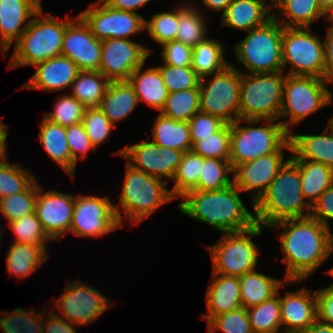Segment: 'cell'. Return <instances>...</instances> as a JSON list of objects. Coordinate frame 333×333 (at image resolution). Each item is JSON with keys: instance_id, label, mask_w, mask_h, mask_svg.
Returning <instances> with one entry per match:
<instances>
[{"instance_id": "681fc988", "label": "cell", "mask_w": 333, "mask_h": 333, "mask_svg": "<svg viewBox=\"0 0 333 333\" xmlns=\"http://www.w3.org/2000/svg\"><path fill=\"white\" fill-rule=\"evenodd\" d=\"M52 112H46L44 117L50 122L67 127L82 122L85 107L70 94L59 96Z\"/></svg>"}, {"instance_id": "d6a6232c", "label": "cell", "mask_w": 333, "mask_h": 333, "mask_svg": "<svg viewBox=\"0 0 333 333\" xmlns=\"http://www.w3.org/2000/svg\"><path fill=\"white\" fill-rule=\"evenodd\" d=\"M292 161L300 170L303 198L312 206L320 195L333 184V169L314 161Z\"/></svg>"}, {"instance_id": "d6986e66", "label": "cell", "mask_w": 333, "mask_h": 333, "mask_svg": "<svg viewBox=\"0 0 333 333\" xmlns=\"http://www.w3.org/2000/svg\"><path fill=\"white\" fill-rule=\"evenodd\" d=\"M61 55L71 59L80 71H99L102 41L92 35L79 15L66 27Z\"/></svg>"}, {"instance_id": "e0dca14e", "label": "cell", "mask_w": 333, "mask_h": 333, "mask_svg": "<svg viewBox=\"0 0 333 333\" xmlns=\"http://www.w3.org/2000/svg\"><path fill=\"white\" fill-rule=\"evenodd\" d=\"M184 152L167 147H160L153 141L143 140L126 146L115 155L128 160L131 167L160 179H173L177 166Z\"/></svg>"}, {"instance_id": "b9f144b4", "label": "cell", "mask_w": 333, "mask_h": 333, "mask_svg": "<svg viewBox=\"0 0 333 333\" xmlns=\"http://www.w3.org/2000/svg\"><path fill=\"white\" fill-rule=\"evenodd\" d=\"M16 308L13 311L0 315V330L3 333H41L44 321V312Z\"/></svg>"}, {"instance_id": "8992f818", "label": "cell", "mask_w": 333, "mask_h": 333, "mask_svg": "<svg viewBox=\"0 0 333 333\" xmlns=\"http://www.w3.org/2000/svg\"><path fill=\"white\" fill-rule=\"evenodd\" d=\"M284 26L272 18L263 26L251 29L233 47L237 61L247 73L283 72L282 35Z\"/></svg>"}, {"instance_id": "9f6ffc18", "label": "cell", "mask_w": 333, "mask_h": 333, "mask_svg": "<svg viewBox=\"0 0 333 333\" xmlns=\"http://www.w3.org/2000/svg\"><path fill=\"white\" fill-rule=\"evenodd\" d=\"M310 216L330 229L329 220H333V184L311 206Z\"/></svg>"}, {"instance_id": "7a4b0ae2", "label": "cell", "mask_w": 333, "mask_h": 333, "mask_svg": "<svg viewBox=\"0 0 333 333\" xmlns=\"http://www.w3.org/2000/svg\"><path fill=\"white\" fill-rule=\"evenodd\" d=\"M235 184L212 191L190 190L181 198L180 212L211 225L222 234L249 229L256 224L255 213L247 210Z\"/></svg>"}, {"instance_id": "94428289", "label": "cell", "mask_w": 333, "mask_h": 333, "mask_svg": "<svg viewBox=\"0 0 333 333\" xmlns=\"http://www.w3.org/2000/svg\"><path fill=\"white\" fill-rule=\"evenodd\" d=\"M102 1L111 8L137 13V10L139 8L144 7L147 3H149L152 0H102Z\"/></svg>"}, {"instance_id": "f5cc1de1", "label": "cell", "mask_w": 333, "mask_h": 333, "mask_svg": "<svg viewBox=\"0 0 333 333\" xmlns=\"http://www.w3.org/2000/svg\"><path fill=\"white\" fill-rule=\"evenodd\" d=\"M67 144L72 160L77 164L78 160L88 158V151L96 152V148L87 136L82 122L66 127ZM80 158V159H78Z\"/></svg>"}, {"instance_id": "816d5d0a", "label": "cell", "mask_w": 333, "mask_h": 333, "mask_svg": "<svg viewBox=\"0 0 333 333\" xmlns=\"http://www.w3.org/2000/svg\"><path fill=\"white\" fill-rule=\"evenodd\" d=\"M82 124L96 149L109 139L113 128H116L99 108H85Z\"/></svg>"}, {"instance_id": "52a82bcc", "label": "cell", "mask_w": 333, "mask_h": 333, "mask_svg": "<svg viewBox=\"0 0 333 333\" xmlns=\"http://www.w3.org/2000/svg\"><path fill=\"white\" fill-rule=\"evenodd\" d=\"M240 73V118L244 120H279L286 73L243 74L241 70Z\"/></svg>"}, {"instance_id": "74e56055", "label": "cell", "mask_w": 333, "mask_h": 333, "mask_svg": "<svg viewBox=\"0 0 333 333\" xmlns=\"http://www.w3.org/2000/svg\"><path fill=\"white\" fill-rule=\"evenodd\" d=\"M199 97V88L169 93L160 113L176 121L188 122L200 111Z\"/></svg>"}, {"instance_id": "ee69618b", "label": "cell", "mask_w": 333, "mask_h": 333, "mask_svg": "<svg viewBox=\"0 0 333 333\" xmlns=\"http://www.w3.org/2000/svg\"><path fill=\"white\" fill-rule=\"evenodd\" d=\"M37 196L38 181L36 180L26 191L1 198L0 213L3 214L8 223L35 213Z\"/></svg>"}, {"instance_id": "ab89813d", "label": "cell", "mask_w": 333, "mask_h": 333, "mask_svg": "<svg viewBox=\"0 0 333 333\" xmlns=\"http://www.w3.org/2000/svg\"><path fill=\"white\" fill-rule=\"evenodd\" d=\"M229 174H233V168L229 160L204 158L198 184L193 190L224 189L233 184V175L231 178Z\"/></svg>"}, {"instance_id": "6da1fadb", "label": "cell", "mask_w": 333, "mask_h": 333, "mask_svg": "<svg viewBox=\"0 0 333 333\" xmlns=\"http://www.w3.org/2000/svg\"><path fill=\"white\" fill-rule=\"evenodd\" d=\"M269 228L279 234L286 281H304L333 253V232L312 216L287 219Z\"/></svg>"}, {"instance_id": "f6af8a7d", "label": "cell", "mask_w": 333, "mask_h": 333, "mask_svg": "<svg viewBox=\"0 0 333 333\" xmlns=\"http://www.w3.org/2000/svg\"><path fill=\"white\" fill-rule=\"evenodd\" d=\"M7 224L14 234L13 242L15 243L47 245V241L52 240L45 232L36 213L22 216Z\"/></svg>"}, {"instance_id": "7402d4cb", "label": "cell", "mask_w": 333, "mask_h": 333, "mask_svg": "<svg viewBox=\"0 0 333 333\" xmlns=\"http://www.w3.org/2000/svg\"><path fill=\"white\" fill-rule=\"evenodd\" d=\"M277 294L280 302L282 330L288 333H303L316 321V290L313 292L312 289L301 288L295 292H286L285 297L278 291Z\"/></svg>"}, {"instance_id": "be15d7a7", "label": "cell", "mask_w": 333, "mask_h": 333, "mask_svg": "<svg viewBox=\"0 0 333 333\" xmlns=\"http://www.w3.org/2000/svg\"><path fill=\"white\" fill-rule=\"evenodd\" d=\"M8 126L2 122L0 119V162L4 161L7 158L6 152V140L8 136Z\"/></svg>"}, {"instance_id": "89a4df30", "label": "cell", "mask_w": 333, "mask_h": 333, "mask_svg": "<svg viewBox=\"0 0 333 333\" xmlns=\"http://www.w3.org/2000/svg\"><path fill=\"white\" fill-rule=\"evenodd\" d=\"M1 229H4V228H3V227L1 228V224H0V243H1V240H2V238H1V237L3 236V234H2V233H3V231H4V230H1ZM1 231H2V232H1Z\"/></svg>"}, {"instance_id": "4316f807", "label": "cell", "mask_w": 333, "mask_h": 333, "mask_svg": "<svg viewBox=\"0 0 333 333\" xmlns=\"http://www.w3.org/2000/svg\"><path fill=\"white\" fill-rule=\"evenodd\" d=\"M145 63L137 67L129 77L138 101H144L149 107L161 111L168 97V90L164 84L159 68L149 67L142 71Z\"/></svg>"}, {"instance_id": "bcb514c9", "label": "cell", "mask_w": 333, "mask_h": 333, "mask_svg": "<svg viewBox=\"0 0 333 333\" xmlns=\"http://www.w3.org/2000/svg\"><path fill=\"white\" fill-rule=\"evenodd\" d=\"M145 29L152 41L161 46L169 41L176 40L179 29V5L172 11L153 14L150 21L145 20Z\"/></svg>"}, {"instance_id": "f35d334b", "label": "cell", "mask_w": 333, "mask_h": 333, "mask_svg": "<svg viewBox=\"0 0 333 333\" xmlns=\"http://www.w3.org/2000/svg\"><path fill=\"white\" fill-rule=\"evenodd\" d=\"M204 158L192 150L184 152L183 157L177 166L172 180L175 184L170 189L172 196L176 199L185 193L193 190L197 184L202 170Z\"/></svg>"}, {"instance_id": "ffe728a7", "label": "cell", "mask_w": 333, "mask_h": 333, "mask_svg": "<svg viewBox=\"0 0 333 333\" xmlns=\"http://www.w3.org/2000/svg\"><path fill=\"white\" fill-rule=\"evenodd\" d=\"M38 183L35 213L45 232L52 239H61L68 234L75 204V196L56 190L42 192Z\"/></svg>"}, {"instance_id": "7c38bea8", "label": "cell", "mask_w": 333, "mask_h": 333, "mask_svg": "<svg viewBox=\"0 0 333 333\" xmlns=\"http://www.w3.org/2000/svg\"><path fill=\"white\" fill-rule=\"evenodd\" d=\"M212 77L204 84V79ZM241 73L232 63L221 72L200 79V111L219 117L226 124L240 118Z\"/></svg>"}, {"instance_id": "6f0895ef", "label": "cell", "mask_w": 333, "mask_h": 333, "mask_svg": "<svg viewBox=\"0 0 333 333\" xmlns=\"http://www.w3.org/2000/svg\"><path fill=\"white\" fill-rule=\"evenodd\" d=\"M317 318L333 326V288L316 290Z\"/></svg>"}, {"instance_id": "7bdbcfd3", "label": "cell", "mask_w": 333, "mask_h": 333, "mask_svg": "<svg viewBox=\"0 0 333 333\" xmlns=\"http://www.w3.org/2000/svg\"><path fill=\"white\" fill-rule=\"evenodd\" d=\"M21 164H10L5 159L0 162V199L16 193L26 191L38 180Z\"/></svg>"}, {"instance_id": "484cf974", "label": "cell", "mask_w": 333, "mask_h": 333, "mask_svg": "<svg viewBox=\"0 0 333 333\" xmlns=\"http://www.w3.org/2000/svg\"><path fill=\"white\" fill-rule=\"evenodd\" d=\"M291 160H307L322 163L333 169V128L328 124L319 135L289 134Z\"/></svg>"}, {"instance_id": "db71d44e", "label": "cell", "mask_w": 333, "mask_h": 333, "mask_svg": "<svg viewBox=\"0 0 333 333\" xmlns=\"http://www.w3.org/2000/svg\"><path fill=\"white\" fill-rule=\"evenodd\" d=\"M190 137L192 145L218 132L226 123L219 117L212 116L208 113L198 111L189 121Z\"/></svg>"}, {"instance_id": "9a60e30c", "label": "cell", "mask_w": 333, "mask_h": 333, "mask_svg": "<svg viewBox=\"0 0 333 333\" xmlns=\"http://www.w3.org/2000/svg\"><path fill=\"white\" fill-rule=\"evenodd\" d=\"M109 196L77 195L69 232L78 237H97L121 228Z\"/></svg>"}, {"instance_id": "7dc6e473", "label": "cell", "mask_w": 333, "mask_h": 333, "mask_svg": "<svg viewBox=\"0 0 333 333\" xmlns=\"http://www.w3.org/2000/svg\"><path fill=\"white\" fill-rule=\"evenodd\" d=\"M203 158L230 159V124H225L218 132L196 141L191 149Z\"/></svg>"}, {"instance_id": "3957f363", "label": "cell", "mask_w": 333, "mask_h": 333, "mask_svg": "<svg viewBox=\"0 0 333 333\" xmlns=\"http://www.w3.org/2000/svg\"><path fill=\"white\" fill-rule=\"evenodd\" d=\"M301 187L299 167L289 159L254 203L256 224L269 228L283 220L310 216L311 206L303 198Z\"/></svg>"}, {"instance_id": "91938a15", "label": "cell", "mask_w": 333, "mask_h": 333, "mask_svg": "<svg viewBox=\"0 0 333 333\" xmlns=\"http://www.w3.org/2000/svg\"><path fill=\"white\" fill-rule=\"evenodd\" d=\"M327 21L333 23V17H329ZM327 35L324 42V79L333 86V24L327 28Z\"/></svg>"}, {"instance_id": "f1b7e54d", "label": "cell", "mask_w": 333, "mask_h": 333, "mask_svg": "<svg viewBox=\"0 0 333 333\" xmlns=\"http://www.w3.org/2000/svg\"><path fill=\"white\" fill-rule=\"evenodd\" d=\"M38 139L49 157L74 179L77 164L72 160L67 144L66 127L43 117Z\"/></svg>"}, {"instance_id": "8fae6325", "label": "cell", "mask_w": 333, "mask_h": 333, "mask_svg": "<svg viewBox=\"0 0 333 333\" xmlns=\"http://www.w3.org/2000/svg\"><path fill=\"white\" fill-rule=\"evenodd\" d=\"M311 27H284L282 59L284 68L291 65L287 75L314 76L324 79V42Z\"/></svg>"}, {"instance_id": "ac0fdd59", "label": "cell", "mask_w": 333, "mask_h": 333, "mask_svg": "<svg viewBox=\"0 0 333 333\" xmlns=\"http://www.w3.org/2000/svg\"><path fill=\"white\" fill-rule=\"evenodd\" d=\"M151 52L130 39L103 40L99 71L109 81L128 80L137 67L146 63Z\"/></svg>"}, {"instance_id": "2e32d148", "label": "cell", "mask_w": 333, "mask_h": 333, "mask_svg": "<svg viewBox=\"0 0 333 333\" xmlns=\"http://www.w3.org/2000/svg\"><path fill=\"white\" fill-rule=\"evenodd\" d=\"M284 150L291 153V143L288 139L275 153H270L238 165L233 170V183L243 193L250 191L252 207L266 191L278 171L290 159L284 160Z\"/></svg>"}, {"instance_id": "5bb4252c", "label": "cell", "mask_w": 333, "mask_h": 333, "mask_svg": "<svg viewBox=\"0 0 333 333\" xmlns=\"http://www.w3.org/2000/svg\"><path fill=\"white\" fill-rule=\"evenodd\" d=\"M89 26L92 35L100 40L129 39L145 30V18L136 12L111 8L102 0L92 3L78 14Z\"/></svg>"}, {"instance_id": "83f0119b", "label": "cell", "mask_w": 333, "mask_h": 333, "mask_svg": "<svg viewBox=\"0 0 333 333\" xmlns=\"http://www.w3.org/2000/svg\"><path fill=\"white\" fill-rule=\"evenodd\" d=\"M138 97L128 80L110 81L99 109L115 124L128 117L138 105Z\"/></svg>"}, {"instance_id": "d4e9b609", "label": "cell", "mask_w": 333, "mask_h": 333, "mask_svg": "<svg viewBox=\"0 0 333 333\" xmlns=\"http://www.w3.org/2000/svg\"><path fill=\"white\" fill-rule=\"evenodd\" d=\"M212 279L205 297L207 314H202L207 322L214 316L242 307L239 277L212 273Z\"/></svg>"}, {"instance_id": "9c48e42d", "label": "cell", "mask_w": 333, "mask_h": 333, "mask_svg": "<svg viewBox=\"0 0 333 333\" xmlns=\"http://www.w3.org/2000/svg\"><path fill=\"white\" fill-rule=\"evenodd\" d=\"M265 121L266 125L256 127ZM275 120H244L239 118L230 124V159L233 170L240 164L263 155L275 153L288 139L289 133ZM245 122L251 126H242Z\"/></svg>"}, {"instance_id": "003e7915", "label": "cell", "mask_w": 333, "mask_h": 333, "mask_svg": "<svg viewBox=\"0 0 333 333\" xmlns=\"http://www.w3.org/2000/svg\"><path fill=\"white\" fill-rule=\"evenodd\" d=\"M326 273H328L329 275H331V277H333V267H331ZM329 288H333V283L330 286H327Z\"/></svg>"}, {"instance_id": "30bf717a", "label": "cell", "mask_w": 333, "mask_h": 333, "mask_svg": "<svg viewBox=\"0 0 333 333\" xmlns=\"http://www.w3.org/2000/svg\"><path fill=\"white\" fill-rule=\"evenodd\" d=\"M263 229L255 224L243 231L224 233L217 243L207 246L212 259V273L241 277L255 270L259 248L251 239L260 236Z\"/></svg>"}, {"instance_id": "4dcf8cb0", "label": "cell", "mask_w": 333, "mask_h": 333, "mask_svg": "<svg viewBox=\"0 0 333 333\" xmlns=\"http://www.w3.org/2000/svg\"><path fill=\"white\" fill-rule=\"evenodd\" d=\"M6 255L7 272L16 278H26L36 272L49 258L46 245L12 242Z\"/></svg>"}, {"instance_id": "03108f58", "label": "cell", "mask_w": 333, "mask_h": 333, "mask_svg": "<svg viewBox=\"0 0 333 333\" xmlns=\"http://www.w3.org/2000/svg\"><path fill=\"white\" fill-rule=\"evenodd\" d=\"M320 9L328 16L333 17V0H317Z\"/></svg>"}, {"instance_id": "836d02e7", "label": "cell", "mask_w": 333, "mask_h": 333, "mask_svg": "<svg viewBox=\"0 0 333 333\" xmlns=\"http://www.w3.org/2000/svg\"><path fill=\"white\" fill-rule=\"evenodd\" d=\"M152 128L153 142L160 147L177 149L183 152L192 149L188 122L176 121L161 113L157 115Z\"/></svg>"}, {"instance_id": "277c9868", "label": "cell", "mask_w": 333, "mask_h": 333, "mask_svg": "<svg viewBox=\"0 0 333 333\" xmlns=\"http://www.w3.org/2000/svg\"><path fill=\"white\" fill-rule=\"evenodd\" d=\"M125 171L122 192L118 195L120 202L117 206L114 204L115 214L121 226L123 218L132 225H138L165 203L175 200L163 179L150 176L127 163Z\"/></svg>"}, {"instance_id": "a7ac6f4b", "label": "cell", "mask_w": 333, "mask_h": 333, "mask_svg": "<svg viewBox=\"0 0 333 333\" xmlns=\"http://www.w3.org/2000/svg\"><path fill=\"white\" fill-rule=\"evenodd\" d=\"M267 333H288V332H285L284 330H277L274 332H267Z\"/></svg>"}, {"instance_id": "e7e4bbea", "label": "cell", "mask_w": 333, "mask_h": 333, "mask_svg": "<svg viewBox=\"0 0 333 333\" xmlns=\"http://www.w3.org/2000/svg\"><path fill=\"white\" fill-rule=\"evenodd\" d=\"M232 1L233 0H202V3L206 8L208 7L209 9L216 11L222 10L223 14Z\"/></svg>"}, {"instance_id": "f546056e", "label": "cell", "mask_w": 333, "mask_h": 333, "mask_svg": "<svg viewBox=\"0 0 333 333\" xmlns=\"http://www.w3.org/2000/svg\"><path fill=\"white\" fill-rule=\"evenodd\" d=\"M284 281L253 270L239 277L242 307L249 309L272 298L280 287L300 281Z\"/></svg>"}, {"instance_id": "680465c9", "label": "cell", "mask_w": 333, "mask_h": 333, "mask_svg": "<svg viewBox=\"0 0 333 333\" xmlns=\"http://www.w3.org/2000/svg\"><path fill=\"white\" fill-rule=\"evenodd\" d=\"M44 313V321L41 333H77L78 325L71 324L52 309L47 318Z\"/></svg>"}, {"instance_id": "ba28073f", "label": "cell", "mask_w": 333, "mask_h": 333, "mask_svg": "<svg viewBox=\"0 0 333 333\" xmlns=\"http://www.w3.org/2000/svg\"><path fill=\"white\" fill-rule=\"evenodd\" d=\"M323 78L314 76L285 75L283 101L279 121L290 134L291 127L302 122L319 109L333 103V93Z\"/></svg>"}, {"instance_id": "f907efd6", "label": "cell", "mask_w": 333, "mask_h": 333, "mask_svg": "<svg viewBox=\"0 0 333 333\" xmlns=\"http://www.w3.org/2000/svg\"><path fill=\"white\" fill-rule=\"evenodd\" d=\"M169 93L199 88L200 77L191 66L175 67L164 64L157 66Z\"/></svg>"}, {"instance_id": "e575fe53", "label": "cell", "mask_w": 333, "mask_h": 333, "mask_svg": "<svg viewBox=\"0 0 333 333\" xmlns=\"http://www.w3.org/2000/svg\"><path fill=\"white\" fill-rule=\"evenodd\" d=\"M193 4L187 0L179 4V29L176 35L177 41L192 48L208 37L206 16H203L204 12L199 7L202 3Z\"/></svg>"}, {"instance_id": "11a10c76", "label": "cell", "mask_w": 333, "mask_h": 333, "mask_svg": "<svg viewBox=\"0 0 333 333\" xmlns=\"http://www.w3.org/2000/svg\"><path fill=\"white\" fill-rule=\"evenodd\" d=\"M160 56L164 64L175 67L191 66L193 48L174 40L162 45Z\"/></svg>"}, {"instance_id": "4fadbf2b", "label": "cell", "mask_w": 333, "mask_h": 333, "mask_svg": "<svg viewBox=\"0 0 333 333\" xmlns=\"http://www.w3.org/2000/svg\"><path fill=\"white\" fill-rule=\"evenodd\" d=\"M50 301L60 317L78 326L90 325L112 306L111 300L80 279L68 281L64 293Z\"/></svg>"}, {"instance_id": "d590c367", "label": "cell", "mask_w": 333, "mask_h": 333, "mask_svg": "<svg viewBox=\"0 0 333 333\" xmlns=\"http://www.w3.org/2000/svg\"><path fill=\"white\" fill-rule=\"evenodd\" d=\"M224 49L221 41L208 37L193 47L191 67L200 78L221 72L230 65L225 60Z\"/></svg>"}, {"instance_id": "6125c7cd", "label": "cell", "mask_w": 333, "mask_h": 333, "mask_svg": "<svg viewBox=\"0 0 333 333\" xmlns=\"http://www.w3.org/2000/svg\"><path fill=\"white\" fill-rule=\"evenodd\" d=\"M303 333H333V326L317 318Z\"/></svg>"}, {"instance_id": "2644e50d", "label": "cell", "mask_w": 333, "mask_h": 333, "mask_svg": "<svg viewBox=\"0 0 333 333\" xmlns=\"http://www.w3.org/2000/svg\"><path fill=\"white\" fill-rule=\"evenodd\" d=\"M332 128H333V116L331 117V119L329 120V123H328Z\"/></svg>"}, {"instance_id": "8d00e7d4", "label": "cell", "mask_w": 333, "mask_h": 333, "mask_svg": "<svg viewBox=\"0 0 333 333\" xmlns=\"http://www.w3.org/2000/svg\"><path fill=\"white\" fill-rule=\"evenodd\" d=\"M110 81L100 71H80L70 93L85 108H99Z\"/></svg>"}, {"instance_id": "1f68e13d", "label": "cell", "mask_w": 333, "mask_h": 333, "mask_svg": "<svg viewBox=\"0 0 333 333\" xmlns=\"http://www.w3.org/2000/svg\"><path fill=\"white\" fill-rule=\"evenodd\" d=\"M273 9H277V16L273 10V18L278 19L282 14L283 20L279 23L284 27H311V23L321 17H329L320 9L317 0H272Z\"/></svg>"}, {"instance_id": "603a6c76", "label": "cell", "mask_w": 333, "mask_h": 333, "mask_svg": "<svg viewBox=\"0 0 333 333\" xmlns=\"http://www.w3.org/2000/svg\"><path fill=\"white\" fill-rule=\"evenodd\" d=\"M35 74L21 85L22 88L56 92L70 88L80 72L78 66L68 57L60 55L34 65Z\"/></svg>"}, {"instance_id": "cb8c5ba5", "label": "cell", "mask_w": 333, "mask_h": 333, "mask_svg": "<svg viewBox=\"0 0 333 333\" xmlns=\"http://www.w3.org/2000/svg\"><path fill=\"white\" fill-rule=\"evenodd\" d=\"M272 8V0L269 4L266 0H233L222 14L221 27L248 32L272 19Z\"/></svg>"}, {"instance_id": "5b68a950", "label": "cell", "mask_w": 333, "mask_h": 333, "mask_svg": "<svg viewBox=\"0 0 333 333\" xmlns=\"http://www.w3.org/2000/svg\"><path fill=\"white\" fill-rule=\"evenodd\" d=\"M44 16V17H43ZM74 18L60 21L49 13L43 14V7L30 19V23L20 39L14 44V50L8 67L34 66L39 62L60 56L67 25Z\"/></svg>"}, {"instance_id": "60d3db41", "label": "cell", "mask_w": 333, "mask_h": 333, "mask_svg": "<svg viewBox=\"0 0 333 333\" xmlns=\"http://www.w3.org/2000/svg\"><path fill=\"white\" fill-rule=\"evenodd\" d=\"M254 333L282 330L279 295L247 309Z\"/></svg>"}, {"instance_id": "c3c4849f", "label": "cell", "mask_w": 333, "mask_h": 333, "mask_svg": "<svg viewBox=\"0 0 333 333\" xmlns=\"http://www.w3.org/2000/svg\"><path fill=\"white\" fill-rule=\"evenodd\" d=\"M217 330L223 333H254L244 307L212 317L207 322V332L215 333Z\"/></svg>"}, {"instance_id": "44dd1931", "label": "cell", "mask_w": 333, "mask_h": 333, "mask_svg": "<svg viewBox=\"0 0 333 333\" xmlns=\"http://www.w3.org/2000/svg\"><path fill=\"white\" fill-rule=\"evenodd\" d=\"M41 8V0H0V51L4 58L27 29L30 21L26 24V20Z\"/></svg>"}]
</instances>
